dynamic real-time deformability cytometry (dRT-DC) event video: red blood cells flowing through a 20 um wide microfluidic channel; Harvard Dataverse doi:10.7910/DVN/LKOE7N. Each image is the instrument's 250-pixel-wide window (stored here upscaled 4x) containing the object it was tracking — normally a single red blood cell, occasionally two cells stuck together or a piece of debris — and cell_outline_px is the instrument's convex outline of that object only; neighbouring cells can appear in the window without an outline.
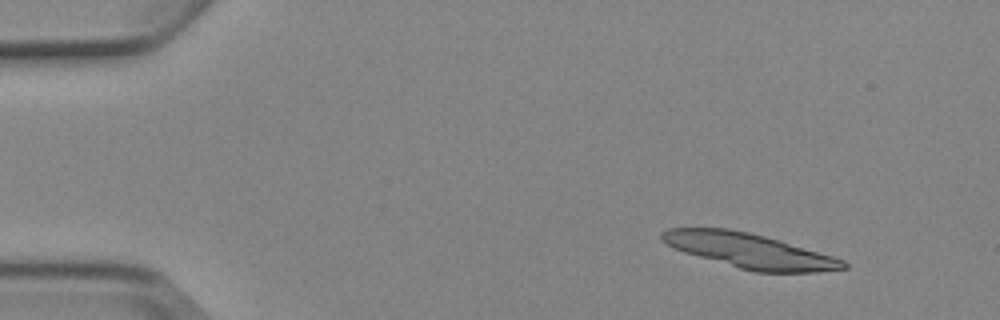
{"species": "Egyptian fruit bat (a non-hibernating species)", "species_latin": "Rousettus aegyptiacus", "temperature_condition": "cold", "stored_images_in_passage": 4, "segment_of_instrument_passage": [1, 2], "camera_frame_rate_fps": 3000, "um_per_image_px": 0.085, "animal": {"sex": "female"}, "frame": {"image": 1, "passage_image": 1, "time_ms": 0.0, "image_size_px": [1000, 320], "cell_outline_px": [[848, 268], [816, 272], [756, 272], [740, 268], [684, 252], [672, 248], [660, 240], [660, 232], [668, 228], [728, 228], [748, 232], [780, 240], [832, 256], [844, 260], [848, 264]], "centroid_in_image_um": [63.68, 21.3], "position_along_channel_um": 21.3, "area_um2": 36.53}}